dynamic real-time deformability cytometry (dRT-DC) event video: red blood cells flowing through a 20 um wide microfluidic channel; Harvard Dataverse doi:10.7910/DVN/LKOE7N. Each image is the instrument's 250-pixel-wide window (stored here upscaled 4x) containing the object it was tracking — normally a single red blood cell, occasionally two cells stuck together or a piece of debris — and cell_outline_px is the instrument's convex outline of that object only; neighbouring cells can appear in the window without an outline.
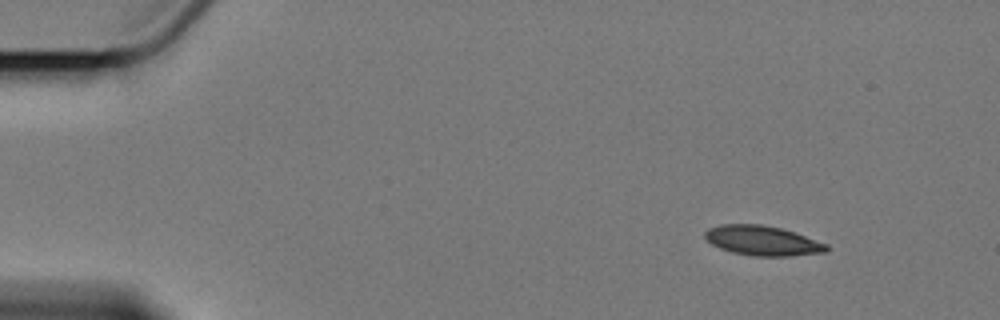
{"species": "Egyptian fruit bat (a non-hibernating species)", "species_latin": "Rousettus aegyptiacus", "temperature_condition": "cold", "stored_images_in_passage": 14, "camera_frame_rate_fps": 3000, "um_per_image_px": 0.085, "animal": {"sex": "female"}, "frame": {"image": 1, "passage_image": 1, "time_ms": 0.0, "image_size_px": [1000, 320], "cell_outline_px": [[828, 252], [792, 256], [756, 256], [732, 252], [720, 248], [712, 244], [704, 236], [704, 232], [708, 228], [720, 224], [760, 224], [780, 228], [828, 244]], "centroid_in_image_um": [64.8, 20.46], "position_along_channel_um": 20.2, "area_um2": 20.98}}
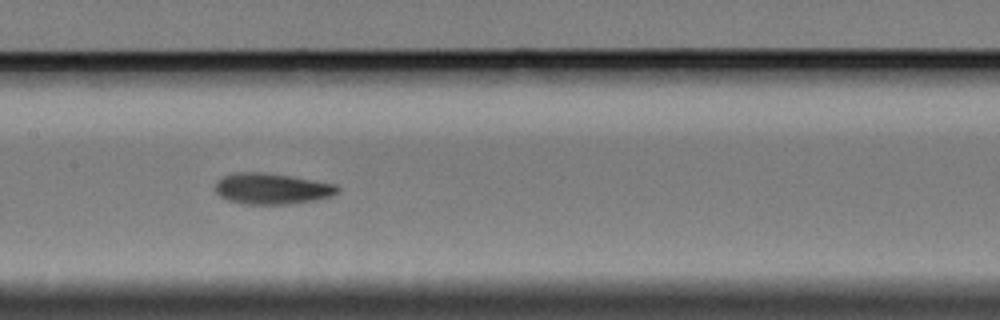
{"frame": {"image": 2, "passage_image": 7, "time_ms": 7.667, "image_size_px": [1000, 320], "cell_outline_px": [[340, 188], [332, 196], [316, 200], [288, 204], [244, 204], [228, 200], [220, 196], [216, 192], [216, 184], [224, 176], [236, 172], [264, 172], [292, 176], [336, 184]], "centroid_in_image_um": [23.13, 16.04], "position_along_channel_um": 184.3, "area_um2": 22.02}}
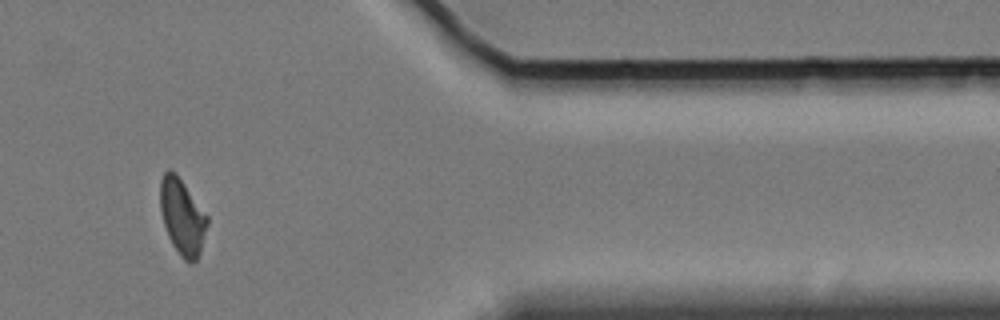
{"frame": {"image": 3, "passage_image": 12, "time_ms": 14.667, "image_size_px": [1000, 320], "cell_outline_px": [[208, 224], [200, 252], [196, 260], [192, 264], [188, 264], [180, 256], [172, 244], [168, 236], [164, 224], [160, 208], [160, 180], [164, 172], [168, 168], [176, 172], [208, 216]], "centroid_in_image_um": [15.49, 18.42], "position_along_channel_um": 395.9, "area_um2": 20.98}, "authors_computed_cell_mechanics": {"area_um2": 21.3282, "velocity_mm_per_s": 3.3732, "shape_relaxation_time_tau1_ms": 4.3888, "shape_relaxation_time_tau2_ms": 2.7185, "deformation_change_tau1": 0.0971, "deformation_change_tau2": 0.0566}}